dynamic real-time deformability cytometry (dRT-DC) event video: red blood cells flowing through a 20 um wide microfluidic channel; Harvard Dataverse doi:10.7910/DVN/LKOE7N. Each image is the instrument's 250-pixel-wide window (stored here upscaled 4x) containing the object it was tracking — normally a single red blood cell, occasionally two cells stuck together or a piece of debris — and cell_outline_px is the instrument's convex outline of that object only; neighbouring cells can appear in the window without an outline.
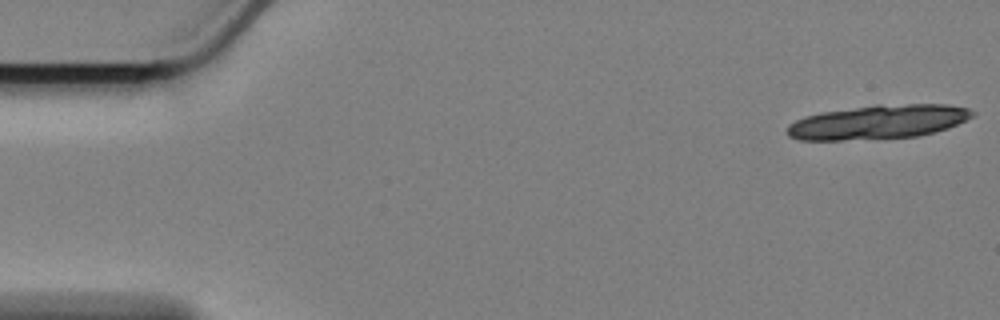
{"species": "Egyptian fruit bat (a non-hibernating species)", "species_latin": "Rousettus aegyptiacus", "temperature_condition": "cold", "stored_images_in_passage": 19, "camera_frame_rate_fps": 3000, "um_per_image_px": 0.085, "animal": {"sex": "female"}, "frame": {"image": 1, "passage_image": 1, "time_ms": 0.0, "image_size_px": [1000, 320], "cell_outline_px": [[976, 112], [972, 116], [948, 128], [920, 136], [840, 140], [800, 140], [788, 136], [788, 124], [804, 116], [820, 112], [876, 104], [948, 104], [968, 108]], "centroid_in_image_um": [74.64, 10.35], "position_along_channel_um": 10.4, "area_um2": 36.82}}